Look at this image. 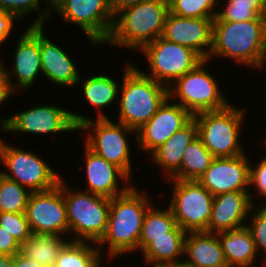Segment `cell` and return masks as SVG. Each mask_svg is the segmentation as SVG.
Returning <instances> with one entry per match:
<instances>
[{"label": "cell", "instance_id": "cell-2", "mask_svg": "<svg viewBox=\"0 0 266 267\" xmlns=\"http://www.w3.org/2000/svg\"><path fill=\"white\" fill-rule=\"evenodd\" d=\"M266 48V17L247 21H213L212 49L208 57L229 58L260 69ZM214 56V57H213Z\"/></svg>", "mask_w": 266, "mask_h": 267}, {"label": "cell", "instance_id": "cell-1", "mask_svg": "<svg viewBox=\"0 0 266 267\" xmlns=\"http://www.w3.org/2000/svg\"><path fill=\"white\" fill-rule=\"evenodd\" d=\"M152 204L149 196L133 184L124 194L111 198L107 229L97 243L99 251L106 248L109 259L138 251L143 219Z\"/></svg>", "mask_w": 266, "mask_h": 267}, {"label": "cell", "instance_id": "cell-6", "mask_svg": "<svg viewBox=\"0 0 266 267\" xmlns=\"http://www.w3.org/2000/svg\"><path fill=\"white\" fill-rule=\"evenodd\" d=\"M228 105L218 111H204L193 115L198 137L214 157H236L244 154L241 129L245 108Z\"/></svg>", "mask_w": 266, "mask_h": 267}, {"label": "cell", "instance_id": "cell-46", "mask_svg": "<svg viewBox=\"0 0 266 267\" xmlns=\"http://www.w3.org/2000/svg\"><path fill=\"white\" fill-rule=\"evenodd\" d=\"M265 139H266V137H265ZM263 143H265V144H263V145H265V147H266V140L263 142ZM266 149V148H265ZM266 156V155H265Z\"/></svg>", "mask_w": 266, "mask_h": 267}, {"label": "cell", "instance_id": "cell-43", "mask_svg": "<svg viewBox=\"0 0 266 267\" xmlns=\"http://www.w3.org/2000/svg\"><path fill=\"white\" fill-rule=\"evenodd\" d=\"M152 267H192V266L188 265L184 260H182L179 262L158 264Z\"/></svg>", "mask_w": 266, "mask_h": 267}, {"label": "cell", "instance_id": "cell-8", "mask_svg": "<svg viewBox=\"0 0 266 267\" xmlns=\"http://www.w3.org/2000/svg\"><path fill=\"white\" fill-rule=\"evenodd\" d=\"M208 62L204 59L168 87V97L174 100L176 98L178 100L176 103L192 115L204 111L222 110L232 104L221 92L215 75L206 69Z\"/></svg>", "mask_w": 266, "mask_h": 267}, {"label": "cell", "instance_id": "cell-24", "mask_svg": "<svg viewBox=\"0 0 266 267\" xmlns=\"http://www.w3.org/2000/svg\"><path fill=\"white\" fill-rule=\"evenodd\" d=\"M198 137L197 124L194 117L150 156L151 160L164 170L163 174L170 179L179 169L186 148Z\"/></svg>", "mask_w": 266, "mask_h": 267}, {"label": "cell", "instance_id": "cell-22", "mask_svg": "<svg viewBox=\"0 0 266 267\" xmlns=\"http://www.w3.org/2000/svg\"><path fill=\"white\" fill-rule=\"evenodd\" d=\"M185 236L186 232L176 225L169 232V236L140 237L138 252L141 251L143 262L151 267L182 261Z\"/></svg>", "mask_w": 266, "mask_h": 267}, {"label": "cell", "instance_id": "cell-19", "mask_svg": "<svg viewBox=\"0 0 266 267\" xmlns=\"http://www.w3.org/2000/svg\"><path fill=\"white\" fill-rule=\"evenodd\" d=\"M84 146V174H86L84 177H86L87 184L85 191L110 199L124 194L132 186V180L116 165L106 161L85 144ZM120 182H123L124 185H120Z\"/></svg>", "mask_w": 266, "mask_h": 267}, {"label": "cell", "instance_id": "cell-25", "mask_svg": "<svg viewBox=\"0 0 266 267\" xmlns=\"http://www.w3.org/2000/svg\"><path fill=\"white\" fill-rule=\"evenodd\" d=\"M216 234L228 267H253L256 264V245L246 225Z\"/></svg>", "mask_w": 266, "mask_h": 267}, {"label": "cell", "instance_id": "cell-4", "mask_svg": "<svg viewBox=\"0 0 266 267\" xmlns=\"http://www.w3.org/2000/svg\"><path fill=\"white\" fill-rule=\"evenodd\" d=\"M123 70L117 122L137 131L156 114L168 98V87L146 76L141 68L131 62Z\"/></svg>", "mask_w": 266, "mask_h": 267}, {"label": "cell", "instance_id": "cell-15", "mask_svg": "<svg viewBox=\"0 0 266 267\" xmlns=\"http://www.w3.org/2000/svg\"><path fill=\"white\" fill-rule=\"evenodd\" d=\"M192 118L189 111L168 97L156 114L136 131L135 142L146 155H151Z\"/></svg>", "mask_w": 266, "mask_h": 267}, {"label": "cell", "instance_id": "cell-14", "mask_svg": "<svg viewBox=\"0 0 266 267\" xmlns=\"http://www.w3.org/2000/svg\"><path fill=\"white\" fill-rule=\"evenodd\" d=\"M26 217L32 233L64 236L69 234L66 204L63 196V177L52 189L31 192Z\"/></svg>", "mask_w": 266, "mask_h": 267}, {"label": "cell", "instance_id": "cell-38", "mask_svg": "<svg viewBox=\"0 0 266 267\" xmlns=\"http://www.w3.org/2000/svg\"><path fill=\"white\" fill-rule=\"evenodd\" d=\"M21 244L0 226V255L14 256L20 252Z\"/></svg>", "mask_w": 266, "mask_h": 267}, {"label": "cell", "instance_id": "cell-20", "mask_svg": "<svg viewBox=\"0 0 266 267\" xmlns=\"http://www.w3.org/2000/svg\"><path fill=\"white\" fill-rule=\"evenodd\" d=\"M253 206L249 191H233L214 196L208 233L226 232L245 226Z\"/></svg>", "mask_w": 266, "mask_h": 267}, {"label": "cell", "instance_id": "cell-29", "mask_svg": "<svg viewBox=\"0 0 266 267\" xmlns=\"http://www.w3.org/2000/svg\"><path fill=\"white\" fill-rule=\"evenodd\" d=\"M214 156L197 137L185 150L180 169L170 178L198 181L210 167Z\"/></svg>", "mask_w": 266, "mask_h": 267}, {"label": "cell", "instance_id": "cell-39", "mask_svg": "<svg viewBox=\"0 0 266 267\" xmlns=\"http://www.w3.org/2000/svg\"><path fill=\"white\" fill-rule=\"evenodd\" d=\"M19 20L14 14L0 10V46L6 42L13 31V26Z\"/></svg>", "mask_w": 266, "mask_h": 267}, {"label": "cell", "instance_id": "cell-27", "mask_svg": "<svg viewBox=\"0 0 266 267\" xmlns=\"http://www.w3.org/2000/svg\"><path fill=\"white\" fill-rule=\"evenodd\" d=\"M70 238L53 234L32 233L20 246V253L44 267H54L57 256Z\"/></svg>", "mask_w": 266, "mask_h": 267}, {"label": "cell", "instance_id": "cell-7", "mask_svg": "<svg viewBox=\"0 0 266 267\" xmlns=\"http://www.w3.org/2000/svg\"><path fill=\"white\" fill-rule=\"evenodd\" d=\"M63 179V196L66 204L71 241L98 243L107 229L110 198L82 189L73 192ZM72 190V191H71ZM72 232V233H71ZM77 235V236H76Z\"/></svg>", "mask_w": 266, "mask_h": 267}, {"label": "cell", "instance_id": "cell-45", "mask_svg": "<svg viewBox=\"0 0 266 267\" xmlns=\"http://www.w3.org/2000/svg\"><path fill=\"white\" fill-rule=\"evenodd\" d=\"M265 65H266V48H265L264 59H263L262 65H261V67H260V71H263V69H265V68H264Z\"/></svg>", "mask_w": 266, "mask_h": 267}, {"label": "cell", "instance_id": "cell-18", "mask_svg": "<svg viewBox=\"0 0 266 267\" xmlns=\"http://www.w3.org/2000/svg\"><path fill=\"white\" fill-rule=\"evenodd\" d=\"M214 18H187L168 13L162 38L191 48L203 59L212 49Z\"/></svg>", "mask_w": 266, "mask_h": 267}, {"label": "cell", "instance_id": "cell-9", "mask_svg": "<svg viewBox=\"0 0 266 267\" xmlns=\"http://www.w3.org/2000/svg\"><path fill=\"white\" fill-rule=\"evenodd\" d=\"M0 162L7 168L1 170L0 174L24 186L30 192L52 189L62 176L36 152L16 148L14 145L6 144L1 138Z\"/></svg>", "mask_w": 266, "mask_h": 267}, {"label": "cell", "instance_id": "cell-33", "mask_svg": "<svg viewBox=\"0 0 266 267\" xmlns=\"http://www.w3.org/2000/svg\"><path fill=\"white\" fill-rule=\"evenodd\" d=\"M40 1L41 0H0V10L14 14L19 19V22L20 19H25L24 17L26 15L29 13L31 14V12L35 10L38 16L30 26H44L47 18H49L50 15L52 16V0H44L46 8H43L44 10L42 11L40 10Z\"/></svg>", "mask_w": 266, "mask_h": 267}, {"label": "cell", "instance_id": "cell-16", "mask_svg": "<svg viewBox=\"0 0 266 267\" xmlns=\"http://www.w3.org/2000/svg\"><path fill=\"white\" fill-rule=\"evenodd\" d=\"M246 152L236 157H214L198 182L213 196L233 191H250V164Z\"/></svg>", "mask_w": 266, "mask_h": 267}, {"label": "cell", "instance_id": "cell-26", "mask_svg": "<svg viewBox=\"0 0 266 267\" xmlns=\"http://www.w3.org/2000/svg\"><path fill=\"white\" fill-rule=\"evenodd\" d=\"M78 80V84L81 83L82 92L85 100L96 110V118H108L102 110L110 107L113 103H117L119 97V86L118 81L113 79V77L103 73L90 76L84 80ZM81 79V80H80ZM81 82V83H80Z\"/></svg>", "mask_w": 266, "mask_h": 267}, {"label": "cell", "instance_id": "cell-13", "mask_svg": "<svg viewBox=\"0 0 266 267\" xmlns=\"http://www.w3.org/2000/svg\"><path fill=\"white\" fill-rule=\"evenodd\" d=\"M6 117L0 120V131L11 134L23 132V134L51 135L78 131L72 119L71 109L69 111L53 104L40 103Z\"/></svg>", "mask_w": 266, "mask_h": 267}, {"label": "cell", "instance_id": "cell-32", "mask_svg": "<svg viewBox=\"0 0 266 267\" xmlns=\"http://www.w3.org/2000/svg\"><path fill=\"white\" fill-rule=\"evenodd\" d=\"M176 225V220L169 206L166 209H158L152 204L145 213L140 237L169 236V232Z\"/></svg>", "mask_w": 266, "mask_h": 267}, {"label": "cell", "instance_id": "cell-28", "mask_svg": "<svg viewBox=\"0 0 266 267\" xmlns=\"http://www.w3.org/2000/svg\"><path fill=\"white\" fill-rule=\"evenodd\" d=\"M102 254L96 243L69 240L59 252L54 267H101Z\"/></svg>", "mask_w": 266, "mask_h": 267}, {"label": "cell", "instance_id": "cell-21", "mask_svg": "<svg viewBox=\"0 0 266 267\" xmlns=\"http://www.w3.org/2000/svg\"><path fill=\"white\" fill-rule=\"evenodd\" d=\"M44 26H40V56L42 77L51 83L70 87L77 86L80 78L77 65L70 55L58 44L52 42L44 34Z\"/></svg>", "mask_w": 266, "mask_h": 267}, {"label": "cell", "instance_id": "cell-31", "mask_svg": "<svg viewBox=\"0 0 266 267\" xmlns=\"http://www.w3.org/2000/svg\"><path fill=\"white\" fill-rule=\"evenodd\" d=\"M31 192L0 174V213H25Z\"/></svg>", "mask_w": 266, "mask_h": 267}, {"label": "cell", "instance_id": "cell-30", "mask_svg": "<svg viewBox=\"0 0 266 267\" xmlns=\"http://www.w3.org/2000/svg\"><path fill=\"white\" fill-rule=\"evenodd\" d=\"M224 6L213 21H247L266 17V0H223ZM227 2V3H226Z\"/></svg>", "mask_w": 266, "mask_h": 267}, {"label": "cell", "instance_id": "cell-3", "mask_svg": "<svg viewBox=\"0 0 266 267\" xmlns=\"http://www.w3.org/2000/svg\"><path fill=\"white\" fill-rule=\"evenodd\" d=\"M168 13V0H147L126 7L115 15L105 44L140 52L146 44L162 36Z\"/></svg>", "mask_w": 266, "mask_h": 267}, {"label": "cell", "instance_id": "cell-41", "mask_svg": "<svg viewBox=\"0 0 266 267\" xmlns=\"http://www.w3.org/2000/svg\"><path fill=\"white\" fill-rule=\"evenodd\" d=\"M12 267H44L33 259L25 257L20 252L13 256Z\"/></svg>", "mask_w": 266, "mask_h": 267}, {"label": "cell", "instance_id": "cell-12", "mask_svg": "<svg viewBox=\"0 0 266 267\" xmlns=\"http://www.w3.org/2000/svg\"><path fill=\"white\" fill-rule=\"evenodd\" d=\"M53 10L82 29L92 47L105 45L111 34L115 16L108 0H52Z\"/></svg>", "mask_w": 266, "mask_h": 267}, {"label": "cell", "instance_id": "cell-44", "mask_svg": "<svg viewBox=\"0 0 266 267\" xmlns=\"http://www.w3.org/2000/svg\"><path fill=\"white\" fill-rule=\"evenodd\" d=\"M13 256L0 255V267H12Z\"/></svg>", "mask_w": 266, "mask_h": 267}, {"label": "cell", "instance_id": "cell-35", "mask_svg": "<svg viewBox=\"0 0 266 267\" xmlns=\"http://www.w3.org/2000/svg\"><path fill=\"white\" fill-rule=\"evenodd\" d=\"M254 211V212H253ZM252 214L248 217L251 221L246 223L249 228L252 238L255 242L257 253L262 250V264L266 267V205L253 206L251 209Z\"/></svg>", "mask_w": 266, "mask_h": 267}, {"label": "cell", "instance_id": "cell-36", "mask_svg": "<svg viewBox=\"0 0 266 267\" xmlns=\"http://www.w3.org/2000/svg\"><path fill=\"white\" fill-rule=\"evenodd\" d=\"M0 226L5 228L20 244L32 235L25 213H0Z\"/></svg>", "mask_w": 266, "mask_h": 267}, {"label": "cell", "instance_id": "cell-34", "mask_svg": "<svg viewBox=\"0 0 266 267\" xmlns=\"http://www.w3.org/2000/svg\"><path fill=\"white\" fill-rule=\"evenodd\" d=\"M218 0H168L169 13L187 18H215ZM216 8V9H215Z\"/></svg>", "mask_w": 266, "mask_h": 267}, {"label": "cell", "instance_id": "cell-42", "mask_svg": "<svg viewBox=\"0 0 266 267\" xmlns=\"http://www.w3.org/2000/svg\"><path fill=\"white\" fill-rule=\"evenodd\" d=\"M110 9L115 16L118 12H120L122 9L147 1V0H108Z\"/></svg>", "mask_w": 266, "mask_h": 267}, {"label": "cell", "instance_id": "cell-5", "mask_svg": "<svg viewBox=\"0 0 266 267\" xmlns=\"http://www.w3.org/2000/svg\"><path fill=\"white\" fill-rule=\"evenodd\" d=\"M74 124L80 131H87L83 143L93 152L106 161L116 165L129 178H132L131 146L128 137L133 134L136 139V131L130 129L113 118L93 119L84 114L71 111ZM88 117V118H87ZM92 131V132H91ZM128 138V139H127Z\"/></svg>", "mask_w": 266, "mask_h": 267}, {"label": "cell", "instance_id": "cell-17", "mask_svg": "<svg viewBox=\"0 0 266 267\" xmlns=\"http://www.w3.org/2000/svg\"><path fill=\"white\" fill-rule=\"evenodd\" d=\"M20 38L17 40L15 48L13 68L9 71L6 66V74L9 84L14 92L20 89H30L36 77L41 72V56H40V26H29L25 29ZM14 76L16 84L12 77ZM17 76V77H16ZM19 87V88H18Z\"/></svg>", "mask_w": 266, "mask_h": 267}, {"label": "cell", "instance_id": "cell-10", "mask_svg": "<svg viewBox=\"0 0 266 267\" xmlns=\"http://www.w3.org/2000/svg\"><path fill=\"white\" fill-rule=\"evenodd\" d=\"M168 181H171L173 189L169 207L176 224L186 233L208 232L214 196L198 181L175 179Z\"/></svg>", "mask_w": 266, "mask_h": 267}, {"label": "cell", "instance_id": "cell-37", "mask_svg": "<svg viewBox=\"0 0 266 267\" xmlns=\"http://www.w3.org/2000/svg\"><path fill=\"white\" fill-rule=\"evenodd\" d=\"M249 186L250 190L253 187L255 188L254 190L257 192L256 194H252V190L251 192L249 191L250 198L253 204H255L252 200L254 199L252 197L253 195H257L258 197L262 196L266 199V156H263V158H261V161L259 163H256L255 166H252V164H250ZM261 205H266V203L262 204L261 202Z\"/></svg>", "mask_w": 266, "mask_h": 267}, {"label": "cell", "instance_id": "cell-23", "mask_svg": "<svg viewBox=\"0 0 266 267\" xmlns=\"http://www.w3.org/2000/svg\"><path fill=\"white\" fill-rule=\"evenodd\" d=\"M184 256V261L192 267H228L216 233H186Z\"/></svg>", "mask_w": 266, "mask_h": 267}, {"label": "cell", "instance_id": "cell-11", "mask_svg": "<svg viewBox=\"0 0 266 267\" xmlns=\"http://www.w3.org/2000/svg\"><path fill=\"white\" fill-rule=\"evenodd\" d=\"M140 51L146 57L149 69L146 72L150 74L142 72L167 87L204 60L191 48L169 42L162 37L146 44Z\"/></svg>", "mask_w": 266, "mask_h": 267}, {"label": "cell", "instance_id": "cell-40", "mask_svg": "<svg viewBox=\"0 0 266 267\" xmlns=\"http://www.w3.org/2000/svg\"><path fill=\"white\" fill-rule=\"evenodd\" d=\"M5 68L3 61L0 60V106L14 93L10 87Z\"/></svg>", "mask_w": 266, "mask_h": 267}]
</instances>
